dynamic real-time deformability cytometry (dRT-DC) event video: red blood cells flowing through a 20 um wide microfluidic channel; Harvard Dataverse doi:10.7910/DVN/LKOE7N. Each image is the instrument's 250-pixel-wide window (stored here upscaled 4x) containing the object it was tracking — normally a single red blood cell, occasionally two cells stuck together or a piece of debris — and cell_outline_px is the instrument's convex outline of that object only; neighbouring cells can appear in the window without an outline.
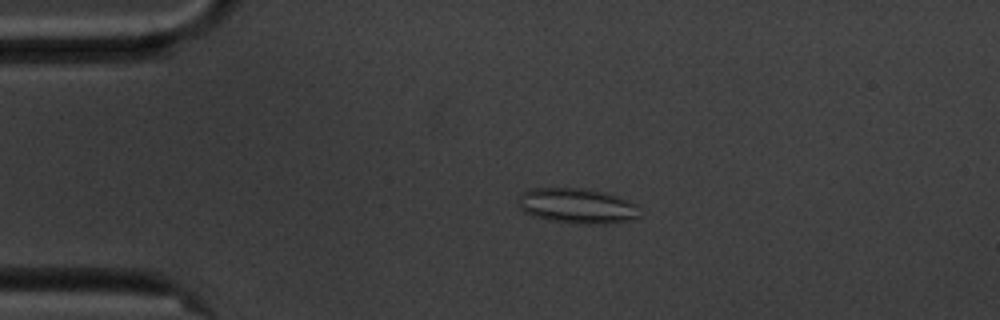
{"species": "common noctule bat (a hibernating species)", "species_latin": "Nyctalus noctula", "temperature_condition": "cold", "stored_images_in_passage": 56, "camera_frame_rate_fps": 3000, "um_per_image_px": 0.085, "animal": {"sex": "male", "body_mass_g": 20.1, "forearm_length_mm": 53.5}, "frame": {"image": 1, "passage_image": 12, "time_ms": 3.667, "image_size_px": [1000, 320], "cell_outline_px": [[640, 216], [632, 220], [604, 224], [576, 224], [552, 220], [536, 216], [524, 212], [520, 208], [520, 196], [524, 192], [532, 188], [580, 188], [620, 196], [636, 204]], "centroid_in_image_um": [49.11, 17.51], "position_along_channel_um": 35.9, "area_um2": 24.68}}
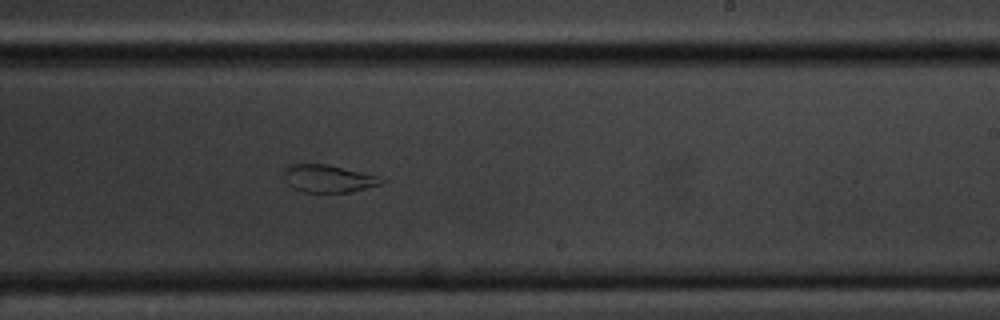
{"frame": {"image": 2, "passage_image": 34, "time_ms": 11.0, "image_size_px": [1000, 320], "cell_outline_px": [[388, 180], [380, 184], [348, 192], [304, 192], [292, 188], [288, 184], [284, 176], [284, 172], [288, 164], [324, 164], [360, 172], [376, 176]], "centroid_in_image_um": [27.86, 15.18], "position_along_channel_um": 261.1, "area_um2": 15.32}}
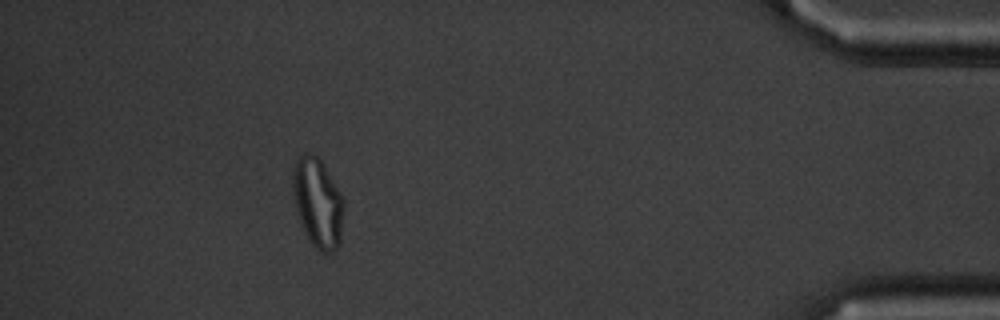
{"frame": {"image": 3, "passage_image": 51, "time_ms": 16.667, "image_size_px": [1000, 320], "cell_outline_px": [[344, 204], [340, 244], [332, 252], [320, 252], [312, 244], [300, 220], [296, 208], [292, 192], [292, 168], [296, 160], [304, 152], [316, 156], [320, 160], [340, 192], [344, 200]], "centroid_in_image_um": [27.0, 17.23], "position_along_channel_um": 408.2, "area_um2": 26.3}, "authors_computed_cell_mechanics": {"area_um2": 23.4379, "velocity_mm_per_s": 3.539, "shape_relaxation_time_tau1_ms": null, "shape_relaxation_time_tau2_ms": 1.7095, "deformation_change_tau1": null, "deformation_change_tau2": 0.0835}}